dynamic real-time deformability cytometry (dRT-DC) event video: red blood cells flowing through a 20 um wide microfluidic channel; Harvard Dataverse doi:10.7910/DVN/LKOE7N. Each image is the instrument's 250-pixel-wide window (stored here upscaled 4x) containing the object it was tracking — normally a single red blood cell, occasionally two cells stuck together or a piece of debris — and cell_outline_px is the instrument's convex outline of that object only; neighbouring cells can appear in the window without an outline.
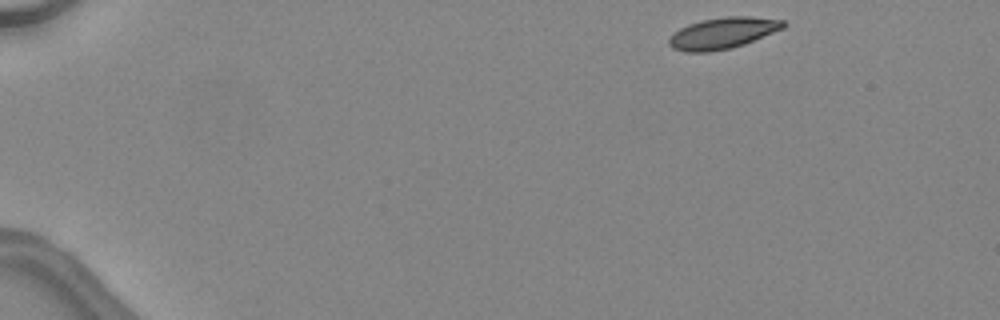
{"species": "common noctule bat (a hibernating species)", "species_latin": "Nyctalus noctula", "temperature_condition": "warm", "stored_images_in_passage": 41, "camera_frame_rate_fps": 3000, "um_per_image_px": 0.085, "animal": {"sex": "female", "body_mass_g": 24.6, "forearm_length_mm": 56.2}, "frame": {"image": 1, "passage_image": 1, "time_ms": 0.0, "image_size_px": [1000, 320], "cell_outline_px": [[788, 24], [784, 28], [744, 44], [732, 48], [708, 52], [684, 52], [672, 48], [668, 44], [668, 40], [680, 28], [688, 24], [704, 20], [728, 16], [748, 16], [784, 20]], "centroid_in_image_um": [61.45, 2.82], "position_along_channel_um": 23.5, "area_um2": 20.75}}
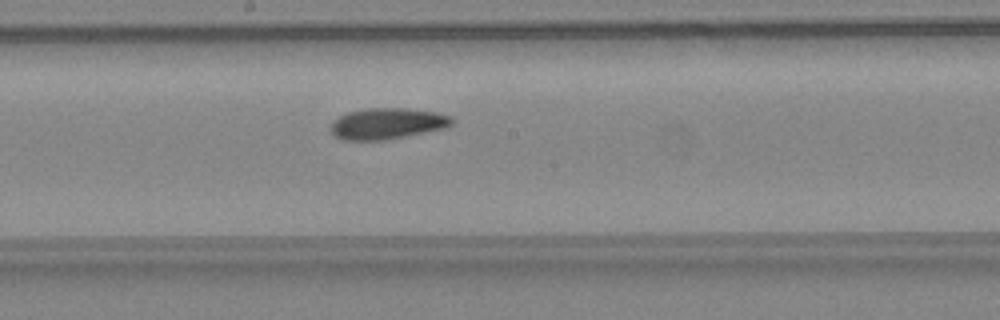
{"frame": {"image": 2, "passage_image": 22, "time_ms": 7.0, "image_size_px": [1000, 320], "cell_outline_px": [[456, 120], [448, 128], [384, 140], [344, 140], [336, 136], [332, 132], [332, 120], [348, 112], [368, 108], [404, 108], [436, 112], [452, 116]], "centroid_in_image_um": [32.98, 10.5], "position_along_channel_um": 215.2, "area_um2": 22.02}}
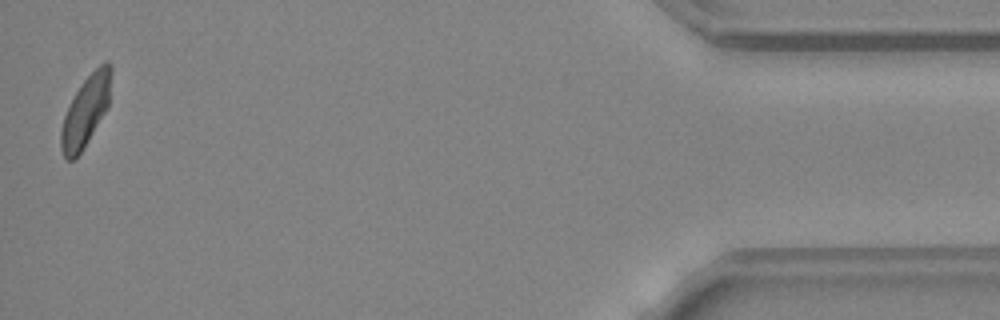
{"frame": {"image": 3, "passage_image": 41, "time_ms": 13.333, "image_size_px": [1000, 320], "cell_outline_px": [[112, 72], [108, 108], [84, 148], [72, 160], [68, 160], [64, 156], [60, 148], [60, 132], [64, 116], [76, 92], [84, 80], [104, 60], [108, 60], [112, 68]], "centroid_in_image_um": [7.31, 9.42], "position_along_channel_um": 427.9, "area_um2": 20.46}, "authors_computed_cell_mechanics": {"area_um2": 21.2126, "velocity_mm_per_s": 4.52, "shape_relaxation_time_tau1_ms": 6.0419, "shape_relaxation_time_tau2_ms": 3.9116, "deformation_change_tau1": 0.1373, "deformation_change_tau2": 0.0901}}